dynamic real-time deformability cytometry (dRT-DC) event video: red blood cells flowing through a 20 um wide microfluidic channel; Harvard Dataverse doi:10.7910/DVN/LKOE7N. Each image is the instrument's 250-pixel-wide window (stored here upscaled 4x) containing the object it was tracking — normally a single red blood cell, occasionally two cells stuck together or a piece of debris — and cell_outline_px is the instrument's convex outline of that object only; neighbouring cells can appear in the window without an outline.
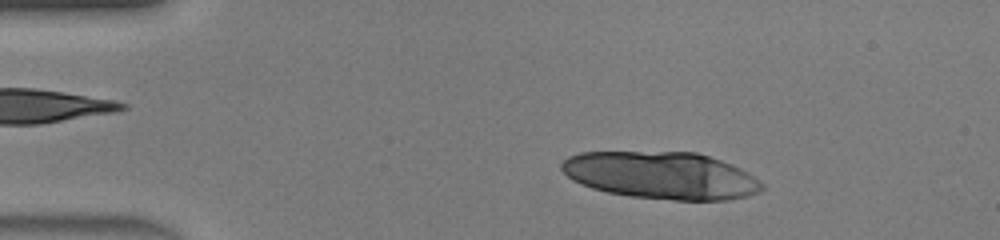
{"species": "human", "species_latin": "Homo sapiens", "temperature_condition": "warm", "stored_images_in_passage": 19, "camera_frame_rate_fps": 3000, "um_per_image_px": 0.085, "donor": {"sex": "male"}, "frame": {"image": 1, "passage_image": 6, "time_ms": 1.667, "image_size_px": [1000, 240], "cell_outline_px": [[764, 188], [760, 192], [748, 196], [728, 200], [676, 200], [632, 196], [608, 192], [592, 188], [572, 180], [560, 168], [560, 164], [568, 156], [580, 152], [696, 152], [732, 164], [748, 172], [760, 180], [764, 184]], "centroid_in_image_um": [56.24, 14.9], "position_along_channel_um": 28.8, "area_um2": 55.26}}